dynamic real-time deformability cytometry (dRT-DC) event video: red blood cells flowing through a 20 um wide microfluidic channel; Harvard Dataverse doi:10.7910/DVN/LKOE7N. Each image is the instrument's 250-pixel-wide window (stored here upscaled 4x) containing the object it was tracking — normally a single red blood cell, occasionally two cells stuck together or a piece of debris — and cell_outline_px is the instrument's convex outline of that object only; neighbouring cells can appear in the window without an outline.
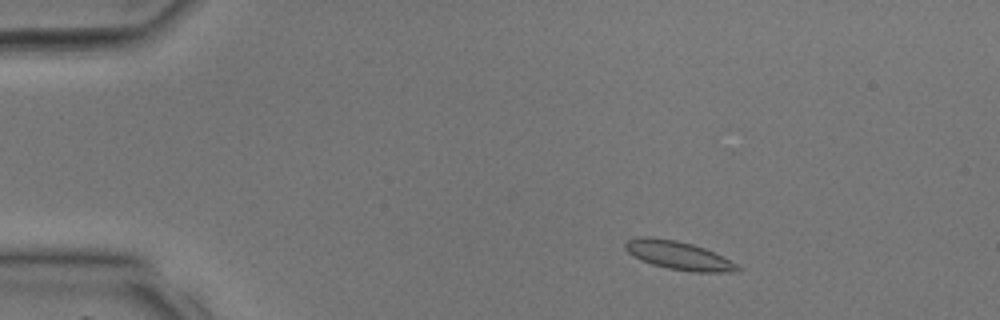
{"species": "common noctule bat (a hibernating species)", "species_latin": "Nyctalus noctula", "temperature_condition": "room temperature", "stored_images_in_passage": 35, "camera_frame_rate_fps": 3000, "um_per_image_px": 0.085, "animal": {"sex": "male", "body_mass_g": 17.9, "forearm_length_mm": 54.2}, "frame": {"image": 1, "passage_image": 3, "time_ms": 0.667, "image_size_px": [1000, 320], "cell_outline_px": [[744, 268], [740, 272], [692, 272], [668, 268], [652, 264], [640, 260], [632, 256], [624, 248], [624, 244], [628, 240], [636, 236], [648, 236], [676, 240], [692, 244], [704, 248]], "centroid_in_image_um": [57.64, 21.71], "position_along_channel_um": 27.4, "area_um2": 18.67}}
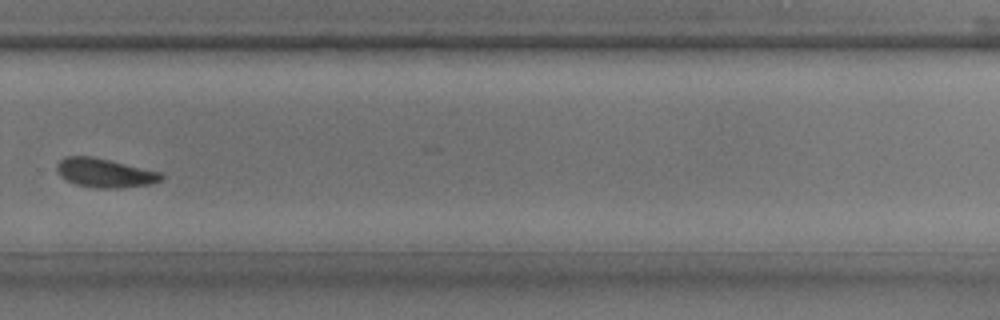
{"frame": {"image": 2, "passage_image": 24, "time_ms": 7.667, "image_size_px": [1000, 320], "cell_outline_px": [[164, 176], [160, 180], [152, 184], [120, 188], [96, 188], [76, 184], [60, 176], [56, 168], [56, 164], [60, 160], [68, 156], [92, 156], [164, 172]], "centroid_in_image_um": [8.95, 14.69], "position_along_channel_um": 320.9, "area_um2": 17.74}}
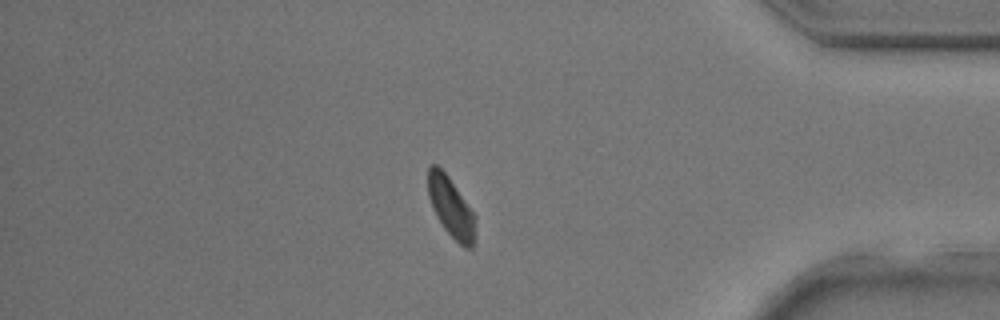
{"frame": {"image": 3, "passage_image": 30, "time_ms": 9.667, "image_size_px": [1000, 320], "cell_outline_px": [[476, 220], [472, 248], [464, 248], [444, 228], [436, 216], [428, 196], [428, 168], [432, 164], [436, 164], [448, 176], [476, 216]], "centroid_in_image_um": [38.33, 17.61], "position_along_channel_um": 396.9, "area_um2": 16.3}}